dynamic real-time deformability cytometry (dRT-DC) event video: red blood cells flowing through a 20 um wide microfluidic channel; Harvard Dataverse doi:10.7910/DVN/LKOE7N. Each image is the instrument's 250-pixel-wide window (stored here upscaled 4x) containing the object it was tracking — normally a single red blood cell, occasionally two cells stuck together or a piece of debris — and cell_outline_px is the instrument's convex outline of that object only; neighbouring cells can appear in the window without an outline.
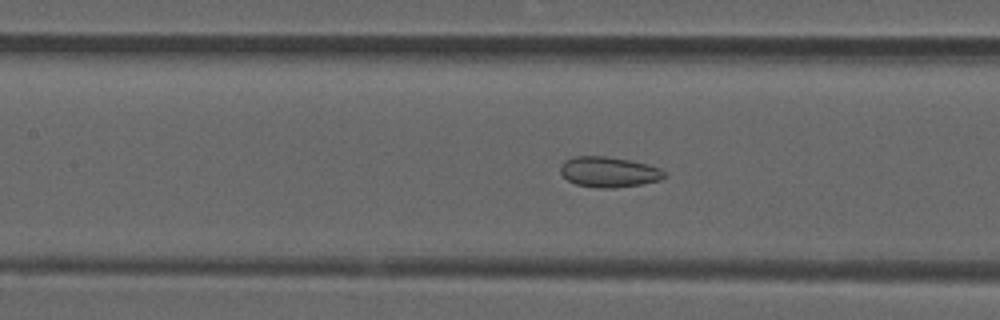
{"species": "common noctule bat (a hibernating species)", "species_latin": "Nyctalus noctula", "temperature_condition": "room temperature", "stored_images_in_passage": 38, "camera_frame_rate_fps": 3000, "um_per_image_px": 0.085, "animal": {"sex": "male", "forearm_length_mm": 52.5}, "frame": {"image": 1, "passage_image": 10, "time_ms": 3.0, "image_size_px": [1000, 320], "cell_outline_px": [[668, 176], [660, 180], [640, 184], [616, 188], [600, 188], [576, 184], [568, 180], [560, 172], [560, 164], [564, 160], [576, 156], [604, 156], [628, 160], [648, 164], [660, 168], [668, 172]], "centroid_in_image_um": [51.78, 14.61], "position_along_channel_um": 155.6, "area_um2": 18.55}}
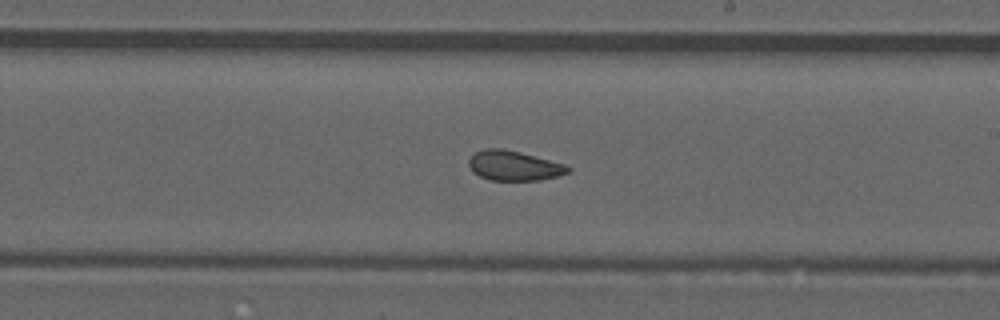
{"frame": {"image": 2, "passage_image": 17, "time_ms": 5.333, "image_size_px": [1000, 320], "cell_outline_px": [[572, 168], [568, 172], [556, 176], [540, 180], [488, 180], [472, 172], [468, 164], [468, 160], [476, 152], [484, 148], [504, 148], [568, 164]], "centroid_in_image_um": [43.69, 14.07], "position_along_channel_um": 245.3, "area_um2": 17.4}}
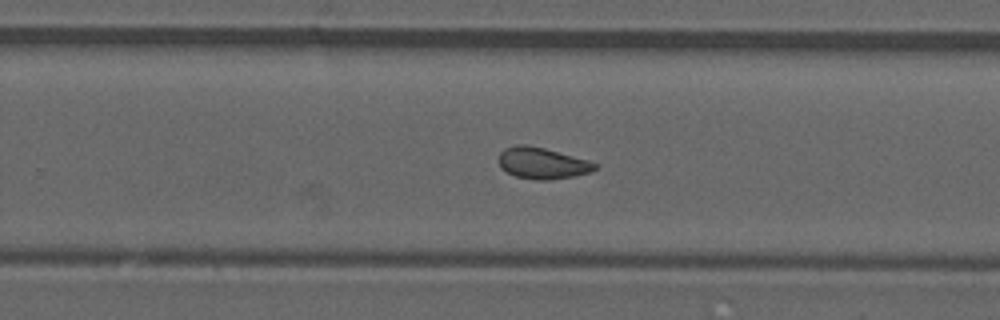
{"frame": {"image": 3, "passage_image": 20, "time_ms": 6.333, "image_size_px": [1000, 320], "cell_outline_px": [[600, 164], [592, 172], [572, 176], [548, 180], [536, 180], [516, 176], [500, 168], [496, 160], [500, 152], [504, 148], [516, 144], [528, 144], [544, 148], [588, 160]], "centroid_in_image_um": [46.06, 13.86], "position_along_channel_um": 283.7, "area_um2": 17.8}, "authors_computed_cell_mechanics": {"area_um2": 17.4556, "velocity_mm_per_s": 3.8504, "shape_relaxation_time_tau1_ms": null, "shape_relaxation_time_tau2_ms": 1.5396, "deformation_change_tau1": null, "deformation_change_tau2": 0.066}}